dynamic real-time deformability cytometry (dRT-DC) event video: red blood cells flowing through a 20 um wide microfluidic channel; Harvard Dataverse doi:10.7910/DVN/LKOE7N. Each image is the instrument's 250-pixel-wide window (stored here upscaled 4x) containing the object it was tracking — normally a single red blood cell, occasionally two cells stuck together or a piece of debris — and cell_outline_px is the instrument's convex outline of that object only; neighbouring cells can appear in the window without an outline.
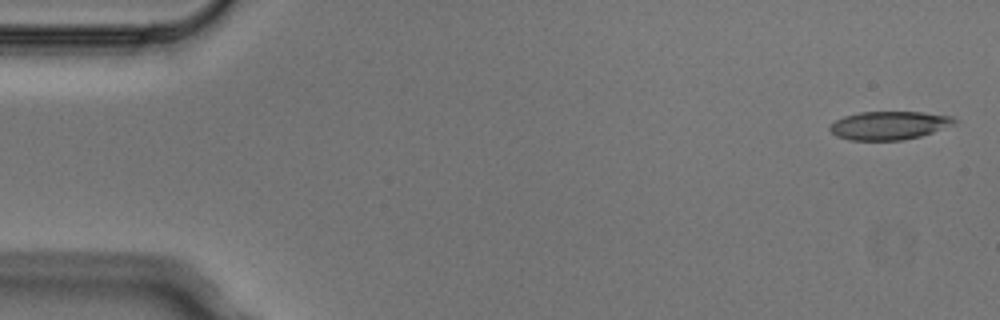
{"species": "Egyptian fruit bat (a non-hibernating species)", "species_latin": "Rousettus aegyptiacus", "temperature_condition": "cold", "stored_images_in_passage": 5, "segment_of_instrument_passage": [1, 2], "camera_frame_rate_fps": 3000, "um_per_image_px": 0.085, "animal": {"sex": "male"}, "frame": {"image": 1, "passage_image": 1, "time_ms": 0.0, "image_size_px": [1000, 320], "cell_outline_px": [[960, 120], [956, 124], [920, 136], [904, 140], [848, 140], [836, 136], [828, 128], [836, 120], [844, 116], [860, 112], [924, 112], [952, 116]], "centroid_in_image_um": [75.61, 10.66], "position_along_channel_um": 9.4, "area_um2": 20.69}}